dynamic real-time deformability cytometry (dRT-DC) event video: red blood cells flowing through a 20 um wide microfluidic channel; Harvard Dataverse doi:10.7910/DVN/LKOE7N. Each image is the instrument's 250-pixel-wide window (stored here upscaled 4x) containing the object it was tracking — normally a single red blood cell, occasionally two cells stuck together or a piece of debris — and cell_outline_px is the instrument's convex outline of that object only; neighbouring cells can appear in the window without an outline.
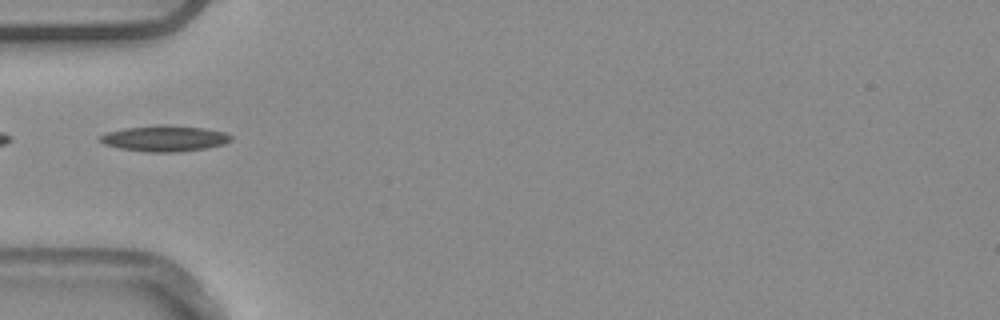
{"species": "common noctule bat (a hibernating species)", "species_latin": "Nyctalus noctula", "temperature_condition": "warm", "stored_images_in_passage": 36, "camera_frame_rate_fps": 3000, "um_per_image_px": 0.085, "animal": {"sex": "male", "body_mass_g": 20.4}, "frame": {"image": 1, "passage_image": 1, "time_ms": 0.0, "image_size_px": [1000, 320], "cell_outline_px": [[232, 140], [224, 144], [204, 148], [176, 152], [144, 152], [120, 148], [104, 144], [100, 140], [100, 136], [108, 132], [128, 128], [204, 128], [224, 132], [232, 136]], "centroid_in_image_um": [14.02, 11.83], "position_along_channel_um": 71.0, "area_um2": 18.44}}
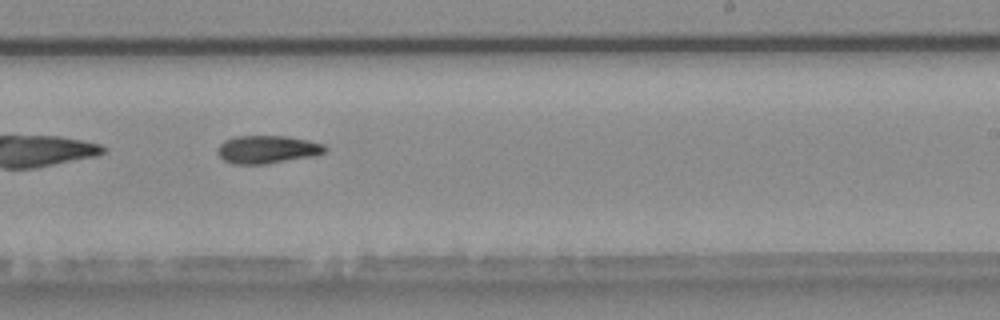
{"frame": {"image": 2, "passage_image": 16, "time_ms": 5.0, "image_size_px": [1000, 320], "cell_outline_px": [[328, 148], [324, 152], [316, 156], [264, 164], [232, 164], [224, 160], [220, 156], [220, 144], [224, 140], [236, 136], [288, 136], [308, 140], [324, 144]], "centroid_in_image_um": [22.77, 12.7], "position_along_channel_um": 266.2, "area_um2": 17.46}}
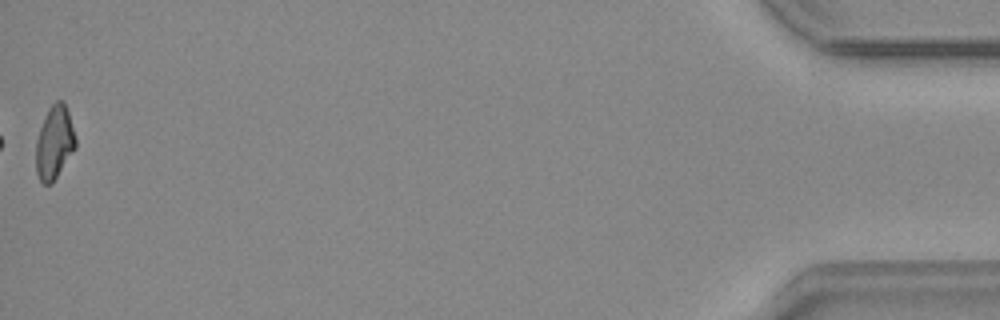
{"frame": {"image": 3, "passage_image": 36, "time_ms": 11.667, "image_size_px": [1000, 320], "cell_outline_px": [[76, 148], [52, 184], [44, 184], [40, 180], [36, 172], [36, 140], [44, 116], [48, 108], [56, 100], [64, 100], [76, 136]], "centroid_in_image_um": [4.63, 12.11], "position_along_channel_um": 430.6, "area_um2": 17.11}, "authors_computed_cell_mechanics": {"area_um2": 17.2822, "velocity_mm_per_s": 3.8954, "shape_relaxation_time_tau1_ms": 5.74, "shape_relaxation_time_tau2_ms": null, "deformation_change_tau1": 0.1483, "deformation_change_tau2": null}}